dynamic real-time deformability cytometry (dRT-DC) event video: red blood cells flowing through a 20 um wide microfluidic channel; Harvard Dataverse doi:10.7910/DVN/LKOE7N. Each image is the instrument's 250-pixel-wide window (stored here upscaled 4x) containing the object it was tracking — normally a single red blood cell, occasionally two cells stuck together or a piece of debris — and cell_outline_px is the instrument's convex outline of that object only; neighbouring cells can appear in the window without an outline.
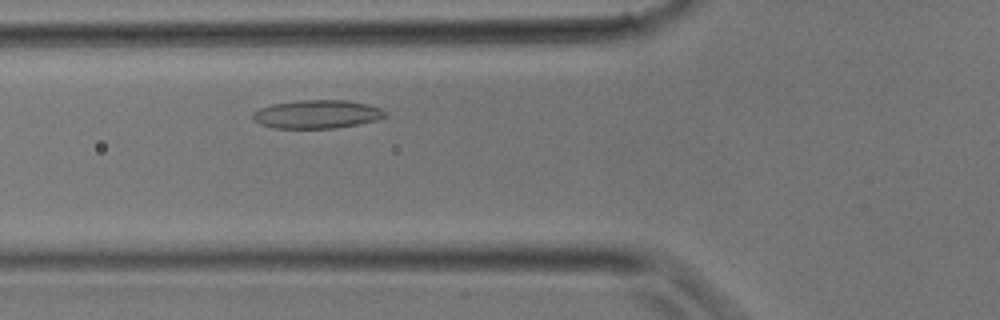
{"species": "common noctule bat (a hibernating species)", "species_latin": "Nyctalus noctula", "temperature_condition": "room temperature", "stored_images_in_passage": 27, "camera_frame_rate_fps": 3000, "um_per_image_px": 0.085, "animal": {"sex": "male", "body_mass_g": 17.9}, "frame": {"image": 1, "passage_image": 6, "time_ms": 1.667, "image_size_px": [1000, 320], "cell_outline_px": [[388, 116], [376, 120], [336, 128], [276, 128], [260, 124], [252, 116], [252, 112], [260, 108], [272, 104], [296, 100], [344, 100], [368, 104], [380, 108], [388, 112]], "centroid_in_image_um": [26.96, 9.7], "position_along_channel_um": 98.8, "area_um2": 21.91}}
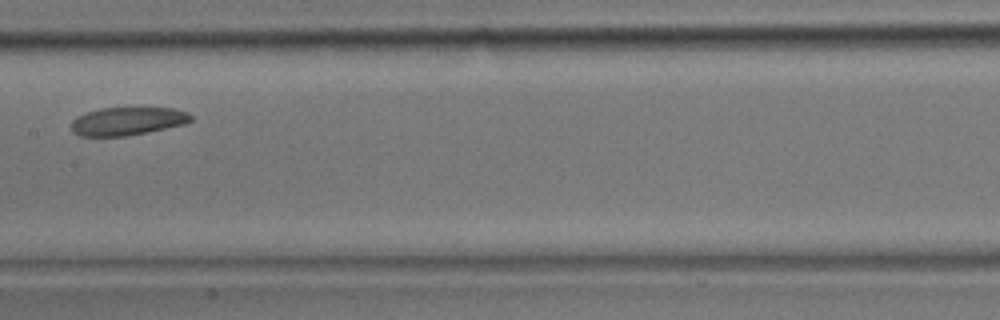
{"frame": {"image": 2, "passage_image": 11, "time_ms": 3.333, "image_size_px": [1000, 320], "cell_outline_px": [[192, 120], [184, 124], [148, 132], [124, 136], [80, 136], [72, 132], [72, 120], [76, 116], [100, 108], [172, 108], [188, 112], [192, 116]], "centroid_in_image_um": [10.83, 10.3], "position_along_channel_um": 196.6, "area_um2": 19.54}}
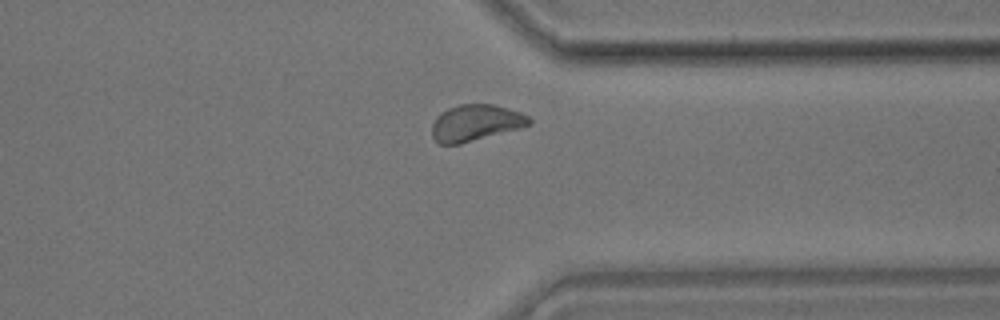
{"frame": {"image": 3, "passage_image": 20, "time_ms": 6.333, "image_size_px": [1000, 320], "cell_outline_px": [[532, 124], [520, 128], [460, 144], [436, 144], [432, 136], [432, 124], [436, 116], [440, 112], [448, 108], [460, 104], [492, 104], [520, 112], [528, 116], [532, 120]], "centroid_in_image_um": [40.4, 10.44], "position_along_channel_um": 371.0, "area_um2": 20.69}}